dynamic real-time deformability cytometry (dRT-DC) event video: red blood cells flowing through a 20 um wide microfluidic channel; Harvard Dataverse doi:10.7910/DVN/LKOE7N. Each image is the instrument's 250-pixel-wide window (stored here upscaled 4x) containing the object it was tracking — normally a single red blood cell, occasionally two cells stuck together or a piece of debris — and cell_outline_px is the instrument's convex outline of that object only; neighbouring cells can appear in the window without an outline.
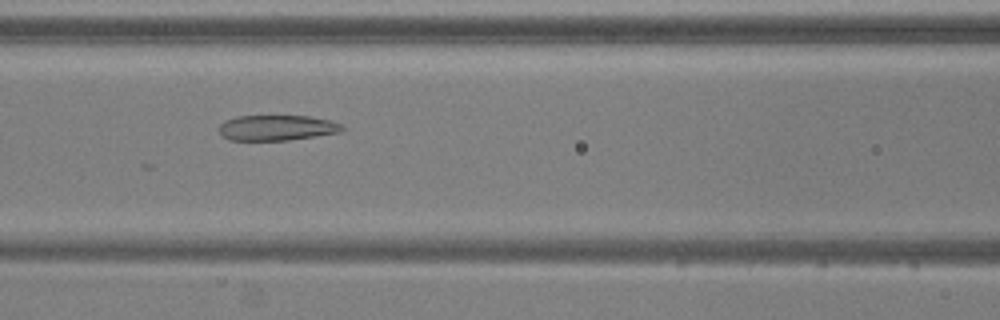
{"species": "common noctule bat (a hibernating species)", "species_latin": "Nyctalus noctula", "temperature_condition": "warm", "stored_images_in_passage": 43, "camera_frame_rate_fps": 3000, "um_per_image_px": 0.085, "animal": {"sex": "male", "body_mass_g": 20.5, "forearm_length_mm": 52.5}, "frame": {"image": 1, "passage_image": 12, "time_ms": 3.667, "image_size_px": [1000, 320], "cell_outline_px": [[348, 128], [340, 132], [316, 136], [288, 140], [228, 140], [220, 136], [220, 124], [224, 120], [236, 116], [308, 116], [332, 120]], "centroid_in_image_um": [23.54, 10.86], "position_along_channel_um": 143.1, "area_um2": 18.44}}
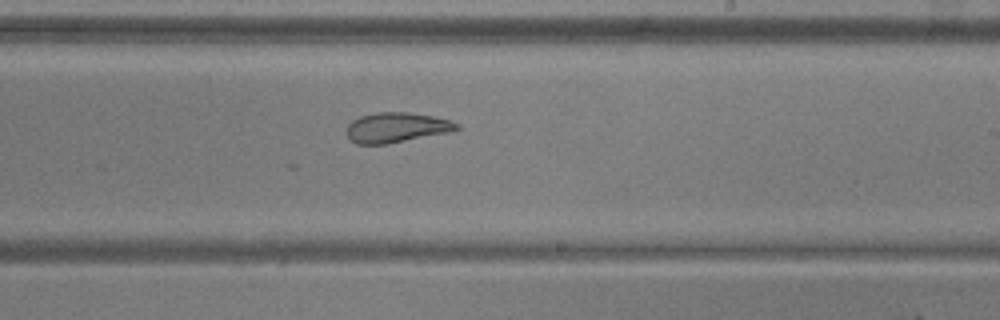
{"frame": {"image": 2, "passage_image": 21, "time_ms": 6.667, "image_size_px": [1000, 320], "cell_outline_px": [[460, 128], [448, 132], [388, 144], [356, 144], [348, 136], [348, 124], [352, 120], [360, 116], [376, 112], [408, 112], [432, 116], [448, 120], [460, 124]], "centroid_in_image_um": [33.69, 10.83], "position_along_channel_um": 255.3, "area_um2": 19.07}}
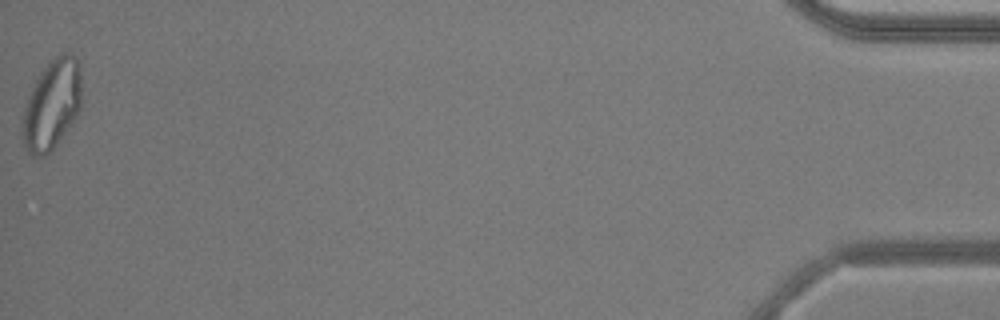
{"frame": {"image": 3, "passage_image": 43, "time_ms": 14.0, "image_size_px": [1000, 320], "cell_outline_px": [[80, 112], [56, 144], [44, 156], [32, 156], [28, 152], [24, 144], [20, 132], [20, 120], [24, 104], [40, 72], [48, 60], [52, 56], [60, 52], [72, 52], [76, 56], [80, 68]], "centroid_in_image_um": [4.37, 8.85], "position_along_channel_um": 430.8, "area_um2": 31.56}, "authors_computed_cell_mechanics": {"area_um2": 21.2126, "velocity_mm_per_s": 3.7546, "shape_relaxation_time_tau1_ms": null, "shape_relaxation_time_tau2_ms": 2.1084, "deformation_change_tau1": null, "deformation_change_tau2": 0.101}}